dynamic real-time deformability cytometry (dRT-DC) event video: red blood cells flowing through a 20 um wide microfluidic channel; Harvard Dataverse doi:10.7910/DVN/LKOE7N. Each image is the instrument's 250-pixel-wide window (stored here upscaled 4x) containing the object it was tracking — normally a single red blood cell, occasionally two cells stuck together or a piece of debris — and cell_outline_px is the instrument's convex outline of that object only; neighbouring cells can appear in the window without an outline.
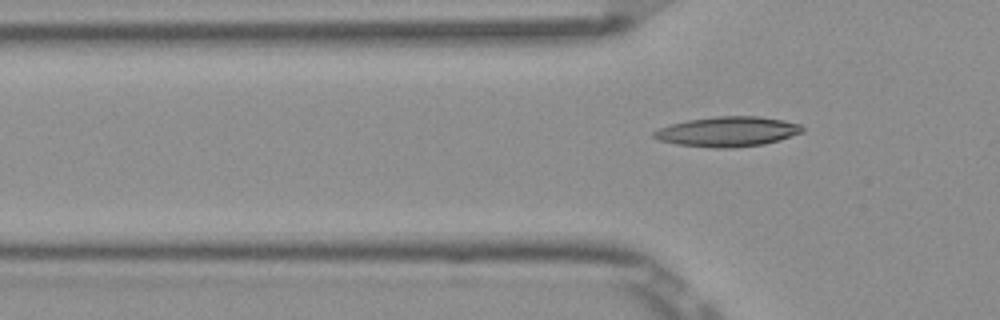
{"species": "Egyptian fruit bat (a non-hibernating species)", "species_latin": "Rousettus aegyptiacus", "temperature_condition": "room temperature", "stored_images_in_passage": 5, "segment_of_instrument_passage": [2, 2], "camera_frame_rate_fps": 3000, "um_per_image_px": 0.085, "frame": {"image": 1, "passage_image": 5, "time_ms": 1.333, "image_size_px": [1000, 320], "cell_outline_px": [[804, 132], [780, 140], [764, 144], [732, 148], [712, 148], [676, 144], [660, 140], [652, 136], [652, 132], [660, 128], [672, 124], [688, 120], [716, 116], [760, 116], [784, 120], [800, 124], [804, 128]], "centroid_in_image_um": [61.89, 11.19], "position_along_channel_um": 63.9, "area_um2": 26.01}}